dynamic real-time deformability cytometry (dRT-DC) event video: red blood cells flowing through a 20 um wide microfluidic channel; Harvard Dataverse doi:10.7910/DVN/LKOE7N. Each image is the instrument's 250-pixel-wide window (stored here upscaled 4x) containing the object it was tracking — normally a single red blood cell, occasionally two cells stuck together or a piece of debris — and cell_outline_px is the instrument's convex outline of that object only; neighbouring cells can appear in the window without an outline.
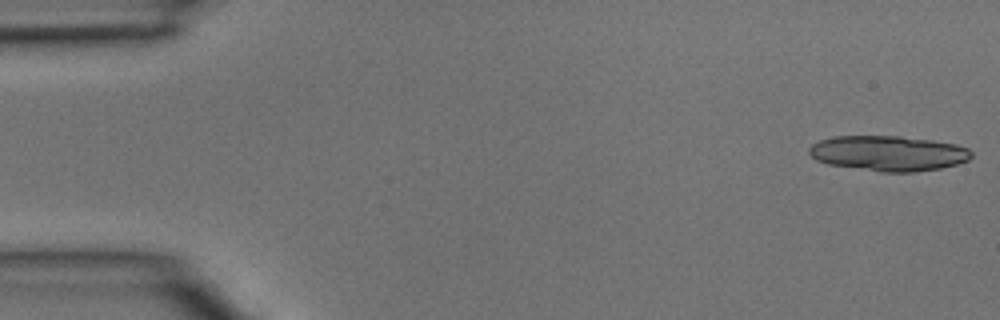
{"species": "common noctule bat (a hibernating species)", "species_latin": "Nyctalus noctula", "temperature_condition": "room temperature", "stored_images_in_passage": 5, "segment_of_instrument_passage": [2, 2], "camera_frame_rate_fps": 3000, "um_per_image_px": 0.085, "animal": {"sex": "male", "body_mass_g": 15.6}, "frame": {"image": 1, "passage_image": 5, "time_ms": 1.333, "image_size_px": [1000, 320], "cell_outline_px": [[972, 156], [968, 160], [956, 164], [940, 168], [912, 172], [880, 172], [828, 164], [816, 160], [808, 152], [808, 148], [812, 144], [820, 140], [836, 136], [900, 136], [932, 140], [956, 144], [968, 148], [972, 152]], "centroid_in_image_um": [75.5, 13.03], "position_along_channel_um": 9.5, "area_um2": 33.35}}